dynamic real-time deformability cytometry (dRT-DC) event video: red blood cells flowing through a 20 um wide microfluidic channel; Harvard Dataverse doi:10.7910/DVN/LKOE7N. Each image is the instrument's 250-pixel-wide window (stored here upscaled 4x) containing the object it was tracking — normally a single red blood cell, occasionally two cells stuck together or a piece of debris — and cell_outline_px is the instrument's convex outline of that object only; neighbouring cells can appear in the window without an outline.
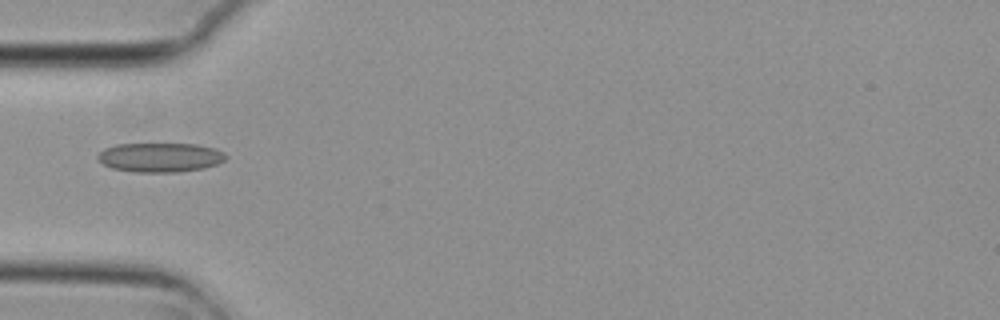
{"species": "common noctule bat (a hibernating species)", "species_latin": "Nyctalus noctula", "temperature_condition": "cold", "stored_images_in_passage": 1, "camera_frame_rate_fps": 3000, "um_per_image_px": 0.085, "animal": {"sex": "female", "body_mass_g": 29.2, "forearm_length_mm": 56.3}, "frame": {"image": 1, "passage_image": 1, "time_ms": 0.0, "image_size_px": [1000, 320], "cell_outline_px": [[228, 156], [224, 160], [216, 164], [204, 168], [176, 172], [136, 172], [112, 168], [104, 164], [96, 156], [104, 148], [116, 144], [196, 144], [216, 148], [224, 152]], "centroid_in_image_um": [13.63, 13.37], "position_along_channel_um": 71.4, "area_um2": 21.85}}